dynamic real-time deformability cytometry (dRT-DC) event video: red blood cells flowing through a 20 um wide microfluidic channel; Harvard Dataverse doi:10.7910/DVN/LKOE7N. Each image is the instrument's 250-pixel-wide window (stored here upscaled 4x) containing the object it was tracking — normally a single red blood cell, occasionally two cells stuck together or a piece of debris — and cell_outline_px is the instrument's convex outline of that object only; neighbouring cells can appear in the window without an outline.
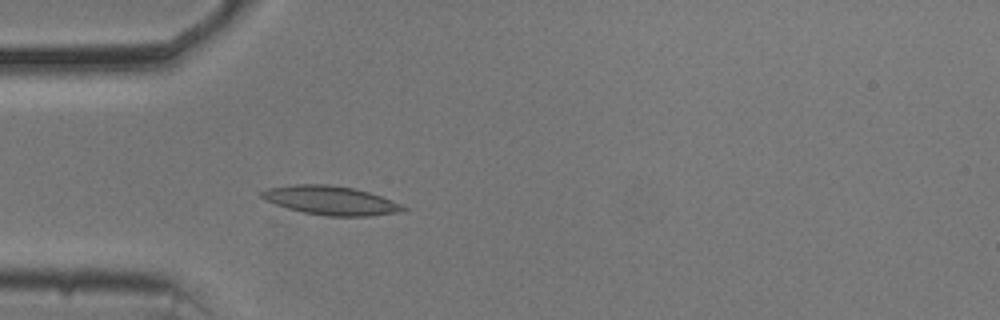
{"species": "common noctule bat (a hibernating species)", "species_latin": "Nyctalus noctula", "temperature_condition": "cold", "stored_images_in_passage": 54, "camera_frame_rate_fps": 3000, "um_per_image_px": 0.085, "animal": {"sex": "male", "body_mass_g": 20.5, "forearm_length_mm": 52.5}, "frame": {"image": 1, "passage_image": 16, "time_ms": 5.0, "image_size_px": [1000, 320], "cell_outline_px": [[408, 208], [400, 212], [368, 216], [328, 216], [304, 212], [288, 208], [264, 200], [260, 196], [260, 192], [268, 188], [292, 184], [328, 184], [352, 188], [368, 192], [380, 196], [400, 204]], "centroid_in_image_um": [28.07, 17.03], "position_along_channel_um": 56.9, "area_um2": 23.58}}
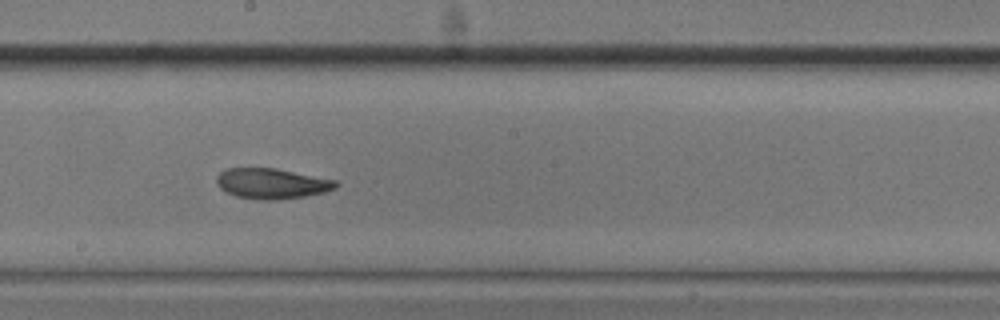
{"frame": {"image": 2, "passage_image": 30, "time_ms": 9.667, "image_size_px": [1000, 320], "cell_outline_px": [[340, 184], [336, 188], [324, 192], [304, 196], [280, 200], [264, 200], [236, 196], [220, 188], [216, 184], [216, 176], [224, 168], [276, 168], [336, 180]], "centroid_in_image_um": [23.1, 15.59], "position_along_channel_um": 225.1, "area_um2": 21.21}}
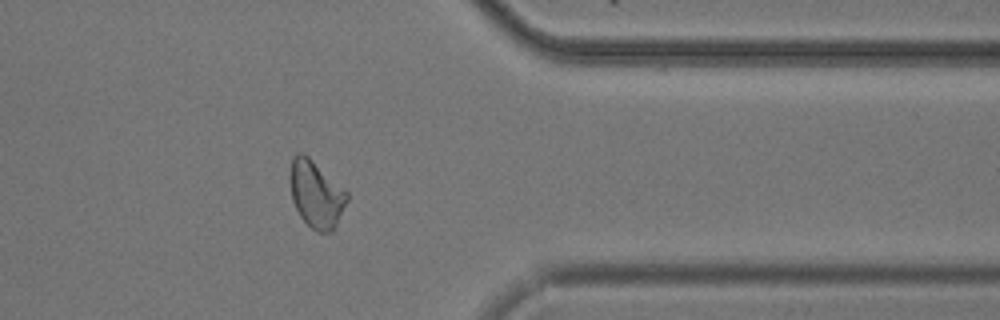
{"frame": {"image": 3, "passage_image": 44, "time_ms": 14.333, "image_size_px": [1000, 320], "cell_outline_px": [[348, 200], [332, 232], [316, 232], [300, 216], [292, 200], [288, 180], [288, 176], [292, 156], [296, 152], [300, 152], [308, 156], [348, 192]], "centroid_in_image_um": [26.83, 16.48], "position_along_channel_um": 384.6, "area_um2": 22.37}, "authors_computed_cell_mechanics": {"area_um2": 21.8773, "velocity_mm_per_s": 3.6865, "shape_relaxation_time_tau1_ms": 8.1018, "shape_relaxation_time_tau2_ms": 4.4211, "deformation_change_tau1": 0.1762, "deformation_change_tau2": 0.1063}}